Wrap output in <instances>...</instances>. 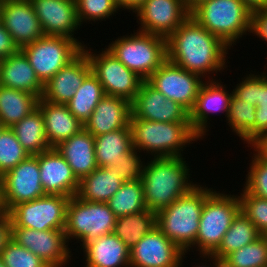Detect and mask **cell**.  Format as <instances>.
Segmentation results:
<instances>
[{
	"label": "cell",
	"instance_id": "3",
	"mask_svg": "<svg viewBox=\"0 0 267 267\" xmlns=\"http://www.w3.org/2000/svg\"><path fill=\"white\" fill-rule=\"evenodd\" d=\"M199 184L156 214V226L186 253L195 244L205 199L214 191Z\"/></svg>",
	"mask_w": 267,
	"mask_h": 267
},
{
	"label": "cell",
	"instance_id": "33",
	"mask_svg": "<svg viewBox=\"0 0 267 267\" xmlns=\"http://www.w3.org/2000/svg\"><path fill=\"white\" fill-rule=\"evenodd\" d=\"M155 226L156 213L146 209L140 213L116 217L113 233L131 249Z\"/></svg>",
	"mask_w": 267,
	"mask_h": 267
},
{
	"label": "cell",
	"instance_id": "13",
	"mask_svg": "<svg viewBox=\"0 0 267 267\" xmlns=\"http://www.w3.org/2000/svg\"><path fill=\"white\" fill-rule=\"evenodd\" d=\"M203 77L166 60L147 81L166 98L190 111L196 101Z\"/></svg>",
	"mask_w": 267,
	"mask_h": 267
},
{
	"label": "cell",
	"instance_id": "49",
	"mask_svg": "<svg viewBox=\"0 0 267 267\" xmlns=\"http://www.w3.org/2000/svg\"><path fill=\"white\" fill-rule=\"evenodd\" d=\"M11 235V220L8 213L0 220V253Z\"/></svg>",
	"mask_w": 267,
	"mask_h": 267
},
{
	"label": "cell",
	"instance_id": "30",
	"mask_svg": "<svg viewBox=\"0 0 267 267\" xmlns=\"http://www.w3.org/2000/svg\"><path fill=\"white\" fill-rule=\"evenodd\" d=\"M38 100L28 92L0 85V122L11 128L37 108Z\"/></svg>",
	"mask_w": 267,
	"mask_h": 267
},
{
	"label": "cell",
	"instance_id": "27",
	"mask_svg": "<svg viewBox=\"0 0 267 267\" xmlns=\"http://www.w3.org/2000/svg\"><path fill=\"white\" fill-rule=\"evenodd\" d=\"M37 107L41 110L45 135L51 147H56L84 128V124L69 111L66 104H54L40 98Z\"/></svg>",
	"mask_w": 267,
	"mask_h": 267
},
{
	"label": "cell",
	"instance_id": "11",
	"mask_svg": "<svg viewBox=\"0 0 267 267\" xmlns=\"http://www.w3.org/2000/svg\"><path fill=\"white\" fill-rule=\"evenodd\" d=\"M69 200L70 197L46 194L35 200L19 203L8 212L11 227L39 231L65 230Z\"/></svg>",
	"mask_w": 267,
	"mask_h": 267
},
{
	"label": "cell",
	"instance_id": "37",
	"mask_svg": "<svg viewBox=\"0 0 267 267\" xmlns=\"http://www.w3.org/2000/svg\"><path fill=\"white\" fill-rule=\"evenodd\" d=\"M29 156L11 128H4L0 133V177Z\"/></svg>",
	"mask_w": 267,
	"mask_h": 267
},
{
	"label": "cell",
	"instance_id": "40",
	"mask_svg": "<svg viewBox=\"0 0 267 267\" xmlns=\"http://www.w3.org/2000/svg\"><path fill=\"white\" fill-rule=\"evenodd\" d=\"M0 258L5 267H50L40 257L18 245L11 238L1 250Z\"/></svg>",
	"mask_w": 267,
	"mask_h": 267
},
{
	"label": "cell",
	"instance_id": "47",
	"mask_svg": "<svg viewBox=\"0 0 267 267\" xmlns=\"http://www.w3.org/2000/svg\"><path fill=\"white\" fill-rule=\"evenodd\" d=\"M255 143L267 135V107H256L255 112Z\"/></svg>",
	"mask_w": 267,
	"mask_h": 267
},
{
	"label": "cell",
	"instance_id": "8",
	"mask_svg": "<svg viewBox=\"0 0 267 267\" xmlns=\"http://www.w3.org/2000/svg\"><path fill=\"white\" fill-rule=\"evenodd\" d=\"M116 216L106 202H90L76 196L70 197L67 205L65 235L82 242H88L114 232Z\"/></svg>",
	"mask_w": 267,
	"mask_h": 267
},
{
	"label": "cell",
	"instance_id": "41",
	"mask_svg": "<svg viewBox=\"0 0 267 267\" xmlns=\"http://www.w3.org/2000/svg\"><path fill=\"white\" fill-rule=\"evenodd\" d=\"M239 197L241 212L255 225L261 235L267 236V199L250 194L245 188Z\"/></svg>",
	"mask_w": 267,
	"mask_h": 267
},
{
	"label": "cell",
	"instance_id": "16",
	"mask_svg": "<svg viewBox=\"0 0 267 267\" xmlns=\"http://www.w3.org/2000/svg\"><path fill=\"white\" fill-rule=\"evenodd\" d=\"M134 13L138 31L166 39L190 16L183 0H146Z\"/></svg>",
	"mask_w": 267,
	"mask_h": 267
},
{
	"label": "cell",
	"instance_id": "21",
	"mask_svg": "<svg viewBox=\"0 0 267 267\" xmlns=\"http://www.w3.org/2000/svg\"><path fill=\"white\" fill-rule=\"evenodd\" d=\"M34 156L38 159L40 180L46 194L76 196L79 180L55 147Z\"/></svg>",
	"mask_w": 267,
	"mask_h": 267
},
{
	"label": "cell",
	"instance_id": "20",
	"mask_svg": "<svg viewBox=\"0 0 267 267\" xmlns=\"http://www.w3.org/2000/svg\"><path fill=\"white\" fill-rule=\"evenodd\" d=\"M45 35L64 36L75 40L82 48L84 43L74 38L80 28L75 0H30Z\"/></svg>",
	"mask_w": 267,
	"mask_h": 267
},
{
	"label": "cell",
	"instance_id": "52",
	"mask_svg": "<svg viewBox=\"0 0 267 267\" xmlns=\"http://www.w3.org/2000/svg\"><path fill=\"white\" fill-rule=\"evenodd\" d=\"M267 160V135L252 145Z\"/></svg>",
	"mask_w": 267,
	"mask_h": 267
},
{
	"label": "cell",
	"instance_id": "1",
	"mask_svg": "<svg viewBox=\"0 0 267 267\" xmlns=\"http://www.w3.org/2000/svg\"><path fill=\"white\" fill-rule=\"evenodd\" d=\"M167 60L205 78L227 68L228 47L189 16L167 39ZM226 66V67H225ZM205 75V76H204Z\"/></svg>",
	"mask_w": 267,
	"mask_h": 267
},
{
	"label": "cell",
	"instance_id": "18",
	"mask_svg": "<svg viewBox=\"0 0 267 267\" xmlns=\"http://www.w3.org/2000/svg\"><path fill=\"white\" fill-rule=\"evenodd\" d=\"M0 21L19 49L45 35L30 0H3Z\"/></svg>",
	"mask_w": 267,
	"mask_h": 267
},
{
	"label": "cell",
	"instance_id": "35",
	"mask_svg": "<svg viewBox=\"0 0 267 267\" xmlns=\"http://www.w3.org/2000/svg\"><path fill=\"white\" fill-rule=\"evenodd\" d=\"M255 112L256 106L232 95L228 116L226 119L231 130L240 137L247 147L255 143Z\"/></svg>",
	"mask_w": 267,
	"mask_h": 267
},
{
	"label": "cell",
	"instance_id": "31",
	"mask_svg": "<svg viewBox=\"0 0 267 267\" xmlns=\"http://www.w3.org/2000/svg\"><path fill=\"white\" fill-rule=\"evenodd\" d=\"M11 130L29 155H38L52 148L47 141L44 119L38 107L13 125Z\"/></svg>",
	"mask_w": 267,
	"mask_h": 267
},
{
	"label": "cell",
	"instance_id": "56",
	"mask_svg": "<svg viewBox=\"0 0 267 267\" xmlns=\"http://www.w3.org/2000/svg\"><path fill=\"white\" fill-rule=\"evenodd\" d=\"M7 214L4 204L2 203L0 199V220Z\"/></svg>",
	"mask_w": 267,
	"mask_h": 267
},
{
	"label": "cell",
	"instance_id": "46",
	"mask_svg": "<svg viewBox=\"0 0 267 267\" xmlns=\"http://www.w3.org/2000/svg\"><path fill=\"white\" fill-rule=\"evenodd\" d=\"M19 47L13 41L10 33L4 28L0 21V59L14 55L19 51Z\"/></svg>",
	"mask_w": 267,
	"mask_h": 267
},
{
	"label": "cell",
	"instance_id": "5",
	"mask_svg": "<svg viewBox=\"0 0 267 267\" xmlns=\"http://www.w3.org/2000/svg\"><path fill=\"white\" fill-rule=\"evenodd\" d=\"M190 16L228 47L250 32L251 11L241 0H207Z\"/></svg>",
	"mask_w": 267,
	"mask_h": 267
},
{
	"label": "cell",
	"instance_id": "7",
	"mask_svg": "<svg viewBox=\"0 0 267 267\" xmlns=\"http://www.w3.org/2000/svg\"><path fill=\"white\" fill-rule=\"evenodd\" d=\"M241 211L237 195L213 191L204 202L199 230L193 245L200 255H211L220 245L224 234Z\"/></svg>",
	"mask_w": 267,
	"mask_h": 267
},
{
	"label": "cell",
	"instance_id": "25",
	"mask_svg": "<svg viewBox=\"0 0 267 267\" xmlns=\"http://www.w3.org/2000/svg\"><path fill=\"white\" fill-rule=\"evenodd\" d=\"M85 267H130V249L114 233L86 243Z\"/></svg>",
	"mask_w": 267,
	"mask_h": 267
},
{
	"label": "cell",
	"instance_id": "55",
	"mask_svg": "<svg viewBox=\"0 0 267 267\" xmlns=\"http://www.w3.org/2000/svg\"><path fill=\"white\" fill-rule=\"evenodd\" d=\"M200 257L207 258L208 261H211L213 263V265L210 262V265L208 264V266L206 264L205 265H201V266H200V264H198L196 267H209V266L214 267V256H212V255H201Z\"/></svg>",
	"mask_w": 267,
	"mask_h": 267
},
{
	"label": "cell",
	"instance_id": "17",
	"mask_svg": "<svg viewBox=\"0 0 267 267\" xmlns=\"http://www.w3.org/2000/svg\"><path fill=\"white\" fill-rule=\"evenodd\" d=\"M132 115L138 119L157 122H190L189 111L181 104L166 98L147 80H143L135 100L131 103Z\"/></svg>",
	"mask_w": 267,
	"mask_h": 267
},
{
	"label": "cell",
	"instance_id": "38",
	"mask_svg": "<svg viewBox=\"0 0 267 267\" xmlns=\"http://www.w3.org/2000/svg\"><path fill=\"white\" fill-rule=\"evenodd\" d=\"M226 259L237 267H267V236L230 253Z\"/></svg>",
	"mask_w": 267,
	"mask_h": 267
},
{
	"label": "cell",
	"instance_id": "45",
	"mask_svg": "<svg viewBox=\"0 0 267 267\" xmlns=\"http://www.w3.org/2000/svg\"><path fill=\"white\" fill-rule=\"evenodd\" d=\"M250 34H255L267 42V8L251 12Z\"/></svg>",
	"mask_w": 267,
	"mask_h": 267
},
{
	"label": "cell",
	"instance_id": "29",
	"mask_svg": "<svg viewBox=\"0 0 267 267\" xmlns=\"http://www.w3.org/2000/svg\"><path fill=\"white\" fill-rule=\"evenodd\" d=\"M95 154L98 167H112L121 155L133 149L131 127L95 136Z\"/></svg>",
	"mask_w": 267,
	"mask_h": 267
},
{
	"label": "cell",
	"instance_id": "24",
	"mask_svg": "<svg viewBox=\"0 0 267 267\" xmlns=\"http://www.w3.org/2000/svg\"><path fill=\"white\" fill-rule=\"evenodd\" d=\"M56 150L65 158L78 180L92 173L98 166L95 138L85 128L60 142Z\"/></svg>",
	"mask_w": 267,
	"mask_h": 267
},
{
	"label": "cell",
	"instance_id": "34",
	"mask_svg": "<svg viewBox=\"0 0 267 267\" xmlns=\"http://www.w3.org/2000/svg\"><path fill=\"white\" fill-rule=\"evenodd\" d=\"M104 95L102 84L91 72L66 105L69 111L84 124Z\"/></svg>",
	"mask_w": 267,
	"mask_h": 267
},
{
	"label": "cell",
	"instance_id": "12",
	"mask_svg": "<svg viewBox=\"0 0 267 267\" xmlns=\"http://www.w3.org/2000/svg\"><path fill=\"white\" fill-rule=\"evenodd\" d=\"M46 195L40 180L38 159L30 155L0 177V199L8 213L14 206Z\"/></svg>",
	"mask_w": 267,
	"mask_h": 267
},
{
	"label": "cell",
	"instance_id": "28",
	"mask_svg": "<svg viewBox=\"0 0 267 267\" xmlns=\"http://www.w3.org/2000/svg\"><path fill=\"white\" fill-rule=\"evenodd\" d=\"M122 179L112 167H97L79 180L76 197L90 202H106L123 185Z\"/></svg>",
	"mask_w": 267,
	"mask_h": 267
},
{
	"label": "cell",
	"instance_id": "9",
	"mask_svg": "<svg viewBox=\"0 0 267 267\" xmlns=\"http://www.w3.org/2000/svg\"><path fill=\"white\" fill-rule=\"evenodd\" d=\"M44 85L60 69L72 61L82 47L73 39L64 36L44 35L20 49Z\"/></svg>",
	"mask_w": 267,
	"mask_h": 267
},
{
	"label": "cell",
	"instance_id": "44",
	"mask_svg": "<svg viewBox=\"0 0 267 267\" xmlns=\"http://www.w3.org/2000/svg\"><path fill=\"white\" fill-rule=\"evenodd\" d=\"M243 81L236 85L233 94L240 100L257 106L258 100V75L249 74L242 78Z\"/></svg>",
	"mask_w": 267,
	"mask_h": 267
},
{
	"label": "cell",
	"instance_id": "48",
	"mask_svg": "<svg viewBox=\"0 0 267 267\" xmlns=\"http://www.w3.org/2000/svg\"><path fill=\"white\" fill-rule=\"evenodd\" d=\"M267 73L258 74V100L256 107H267Z\"/></svg>",
	"mask_w": 267,
	"mask_h": 267
},
{
	"label": "cell",
	"instance_id": "39",
	"mask_svg": "<svg viewBox=\"0 0 267 267\" xmlns=\"http://www.w3.org/2000/svg\"><path fill=\"white\" fill-rule=\"evenodd\" d=\"M77 19L80 25L83 22L106 21L120 9L114 0H75Z\"/></svg>",
	"mask_w": 267,
	"mask_h": 267
},
{
	"label": "cell",
	"instance_id": "2",
	"mask_svg": "<svg viewBox=\"0 0 267 267\" xmlns=\"http://www.w3.org/2000/svg\"><path fill=\"white\" fill-rule=\"evenodd\" d=\"M182 157H152L144 163L141 181L148 210L158 213L198 184L190 180V167Z\"/></svg>",
	"mask_w": 267,
	"mask_h": 267
},
{
	"label": "cell",
	"instance_id": "57",
	"mask_svg": "<svg viewBox=\"0 0 267 267\" xmlns=\"http://www.w3.org/2000/svg\"><path fill=\"white\" fill-rule=\"evenodd\" d=\"M5 127L2 125V123L0 122V133L2 132V130L4 129Z\"/></svg>",
	"mask_w": 267,
	"mask_h": 267
},
{
	"label": "cell",
	"instance_id": "14",
	"mask_svg": "<svg viewBox=\"0 0 267 267\" xmlns=\"http://www.w3.org/2000/svg\"><path fill=\"white\" fill-rule=\"evenodd\" d=\"M10 238L28 249L50 267H63L71 260V251L64 230H35L11 227Z\"/></svg>",
	"mask_w": 267,
	"mask_h": 267
},
{
	"label": "cell",
	"instance_id": "58",
	"mask_svg": "<svg viewBox=\"0 0 267 267\" xmlns=\"http://www.w3.org/2000/svg\"><path fill=\"white\" fill-rule=\"evenodd\" d=\"M0 267H5L4 263L2 262L1 258H0Z\"/></svg>",
	"mask_w": 267,
	"mask_h": 267
},
{
	"label": "cell",
	"instance_id": "10",
	"mask_svg": "<svg viewBox=\"0 0 267 267\" xmlns=\"http://www.w3.org/2000/svg\"><path fill=\"white\" fill-rule=\"evenodd\" d=\"M87 48L84 46L82 50L89 59L92 73L102 84L105 95L121 97L132 103L143 79L128 69L107 48L99 54Z\"/></svg>",
	"mask_w": 267,
	"mask_h": 267
},
{
	"label": "cell",
	"instance_id": "54",
	"mask_svg": "<svg viewBox=\"0 0 267 267\" xmlns=\"http://www.w3.org/2000/svg\"><path fill=\"white\" fill-rule=\"evenodd\" d=\"M214 267H237L224 257L214 256Z\"/></svg>",
	"mask_w": 267,
	"mask_h": 267
},
{
	"label": "cell",
	"instance_id": "19",
	"mask_svg": "<svg viewBox=\"0 0 267 267\" xmlns=\"http://www.w3.org/2000/svg\"><path fill=\"white\" fill-rule=\"evenodd\" d=\"M207 76V81H205L197 95L195 104L193 108L189 111V121L194 132L203 139V137L208 132L209 128L207 124L208 120H211L209 114H216L225 112V117L227 119L231 98L233 92H229L226 89V85H223L219 80L213 77ZM230 93V94H229ZM215 112V113H214ZM217 112V113H216ZM208 128V129H207Z\"/></svg>",
	"mask_w": 267,
	"mask_h": 267
},
{
	"label": "cell",
	"instance_id": "26",
	"mask_svg": "<svg viewBox=\"0 0 267 267\" xmlns=\"http://www.w3.org/2000/svg\"><path fill=\"white\" fill-rule=\"evenodd\" d=\"M0 85L28 92L39 99L42 97L44 90V85L38 79L28 58L21 50L14 55L1 59Z\"/></svg>",
	"mask_w": 267,
	"mask_h": 267
},
{
	"label": "cell",
	"instance_id": "43",
	"mask_svg": "<svg viewBox=\"0 0 267 267\" xmlns=\"http://www.w3.org/2000/svg\"><path fill=\"white\" fill-rule=\"evenodd\" d=\"M135 148L121 155V158L112 168L118 173L123 182L141 179L144 163L140 159V152Z\"/></svg>",
	"mask_w": 267,
	"mask_h": 267
},
{
	"label": "cell",
	"instance_id": "42",
	"mask_svg": "<svg viewBox=\"0 0 267 267\" xmlns=\"http://www.w3.org/2000/svg\"><path fill=\"white\" fill-rule=\"evenodd\" d=\"M253 154L244 188L252 195L267 199V160L252 146Z\"/></svg>",
	"mask_w": 267,
	"mask_h": 267
},
{
	"label": "cell",
	"instance_id": "51",
	"mask_svg": "<svg viewBox=\"0 0 267 267\" xmlns=\"http://www.w3.org/2000/svg\"><path fill=\"white\" fill-rule=\"evenodd\" d=\"M250 11H254L261 8H267V0H241Z\"/></svg>",
	"mask_w": 267,
	"mask_h": 267
},
{
	"label": "cell",
	"instance_id": "32",
	"mask_svg": "<svg viewBox=\"0 0 267 267\" xmlns=\"http://www.w3.org/2000/svg\"><path fill=\"white\" fill-rule=\"evenodd\" d=\"M261 236L255 225L240 211L224 234L219 247L211 255L226 258L230 253L253 243Z\"/></svg>",
	"mask_w": 267,
	"mask_h": 267
},
{
	"label": "cell",
	"instance_id": "22",
	"mask_svg": "<svg viewBox=\"0 0 267 267\" xmlns=\"http://www.w3.org/2000/svg\"><path fill=\"white\" fill-rule=\"evenodd\" d=\"M91 72L89 59L82 50L44 84L41 98L54 104H66Z\"/></svg>",
	"mask_w": 267,
	"mask_h": 267
},
{
	"label": "cell",
	"instance_id": "4",
	"mask_svg": "<svg viewBox=\"0 0 267 267\" xmlns=\"http://www.w3.org/2000/svg\"><path fill=\"white\" fill-rule=\"evenodd\" d=\"M133 148L154 158L182 157L187 145L200 140L190 122H157L130 116ZM186 145V146H185ZM182 152V153H181Z\"/></svg>",
	"mask_w": 267,
	"mask_h": 267
},
{
	"label": "cell",
	"instance_id": "50",
	"mask_svg": "<svg viewBox=\"0 0 267 267\" xmlns=\"http://www.w3.org/2000/svg\"><path fill=\"white\" fill-rule=\"evenodd\" d=\"M146 0H114L122 10L127 9L135 12ZM124 8V9H123Z\"/></svg>",
	"mask_w": 267,
	"mask_h": 267
},
{
	"label": "cell",
	"instance_id": "36",
	"mask_svg": "<svg viewBox=\"0 0 267 267\" xmlns=\"http://www.w3.org/2000/svg\"><path fill=\"white\" fill-rule=\"evenodd\" d=\"M107 204L116 217L146 210L141 179L124 182L120 189L107 201Z\"/></svg>",
	"mask_w": 267,
	"mask_h": 267
},
{
	"label": "cell",
	"instance_id": "23",
	"mask_svg": "<svg viewBox=\"0 0 267 267\" xmlns=\"http://www.w3.org/2000/svg\"><path fill=\"white\" fill-rule=\"evenodd\" d=\"M131 114V103L128 100L104 95L90 118L84 123V128L95 137L130 127Z\"/></svg>",
	"mask_w": 267,
	"mask_h": 267
},
{
	"label": "cell",
	"instance_id": "15",
	"mask_svg": "<svg viewBox=\"0 0 267 267\" xmlns=\"http://www.w3.org/2000/svg\"><path fill=\"white\" fill-rule=\"evenodd\" d=\"M185 255L155 226L130 249V267H181Z\"/></svg>",
	"mask_w": 267,
	"mask_h": 267
},
{
	"label": "cell",
	"instance_id": "6",
	"mask_svg": "<svg viewBox=\"0 0 267 267\" xmlns=\"http://www.w3.org/2000/svg\"><path fill=\"white\" fill-rule=\"evenodd\" d=\"M133 34L118 37L106 48L128 69L147 80L167 60V41L138 30Z\"/></svg>",
	"mask_w": 267,
	"mask_h": 267
},
{
	"label": "cell",
	"instance_id": "53",
	"mask_svg": "<svg viewBox=\"0 0 267 267\" xmlns=\"http://www.w3.org/2000/svg\"><path fill=\"white\" fill-rule=\"evenodd\" d=\"M207 0H183L186 10L191 13L195 8Z\"/></svg>",
	"mask_w": 267,
	"mask_h": 267
}]
</instances>
